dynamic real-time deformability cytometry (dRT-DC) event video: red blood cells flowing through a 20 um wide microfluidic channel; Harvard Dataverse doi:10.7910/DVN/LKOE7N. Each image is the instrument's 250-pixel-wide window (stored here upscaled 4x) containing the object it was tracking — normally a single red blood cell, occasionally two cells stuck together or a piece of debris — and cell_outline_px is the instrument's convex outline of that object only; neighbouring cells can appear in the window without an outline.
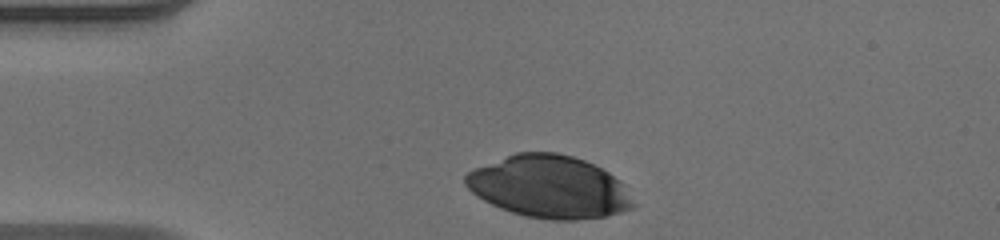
{"species": "human", "species_latin": "Homo sapiens", "temperature_condition": "warm", "stored_images_in_passage": 30, "camera_frame_rate_fps": 3000, "um_per_image_px": 0.085, "donor": {"sex": "male"}, "frame": {"image": 1, "passage_image": 1, "time_ms": 0.0, "image_size_px": [1000, 240], "cell_outline_px": [[636, 204], [632, 208], [620, 212], [604, 216], [576, 220], [552, 220], [524, 216], [500, 208], [476, 196], [464, 184], [464, 176], [468, 172], [476, 168], [516, 152], [556, 152], [572, 156], [584, 160], [608, 172], [620, 180]], "centroid_in_image_um": [46.68, 15.88], "position_along_channel_um": 38.3, "area_um2": 60.75}}